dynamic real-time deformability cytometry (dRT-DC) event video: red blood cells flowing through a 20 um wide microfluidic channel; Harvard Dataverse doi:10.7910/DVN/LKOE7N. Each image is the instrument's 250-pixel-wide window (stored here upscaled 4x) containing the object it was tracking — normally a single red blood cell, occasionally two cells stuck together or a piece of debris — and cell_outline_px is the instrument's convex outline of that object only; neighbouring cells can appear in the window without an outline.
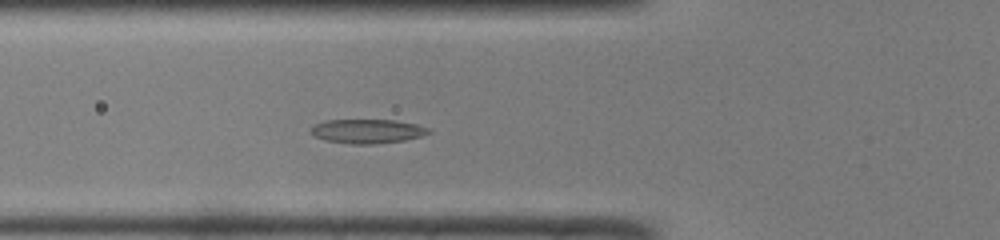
{"species": "common noctule bat (a hibernating species)", "species_latin": "Nyctalus noctula", "temperature_condition": "room temperature", "stored_images_in_passage": 46, "camera_frame_rate_fps": 3000, "um_per_image_px": 0.085, "animal": {"sex": "male", "body_mass_g": 19.0, "forearm_length_mm": 50.8}, "frame": {"image": 1, "passage_image": 13, "time_ms": 4.0, "image_size_px": [1000, 240], "cell_outline_px": [[432, 132], [420, 136], [404, 140], [372, 144], [352, 144], [328, 140], [316, 136], [312, 132], [312, 128], [316, 124], [328, 120], [392, 120], [416, 124], [432, 128]], "centroid_in_image_um": [31.31, 11.15], "position_along_channel_um": 94.5, "area_um2": 16.24}}
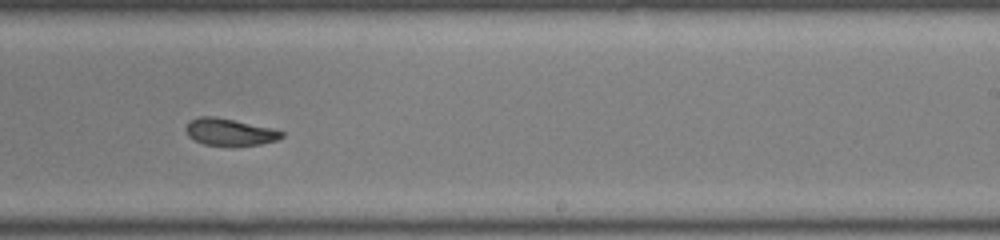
{"frame": {"image": 2, "passage_image": 26, "time_ms": 8.333, "image_size_px": [1000, 240], "cell_outline_px": [[284, 136], [276, 140], [260, 144], [236, 148], [228, 148], [204, 144], [188, 136], [184, 128], [188, 120], [200, 116], [212, 116], [272, 128], [284, 132]], "centroid_in_image_um": [19.49, 11.26], "position_along_channel_um": 269.5, "area_um2": 15.55}}
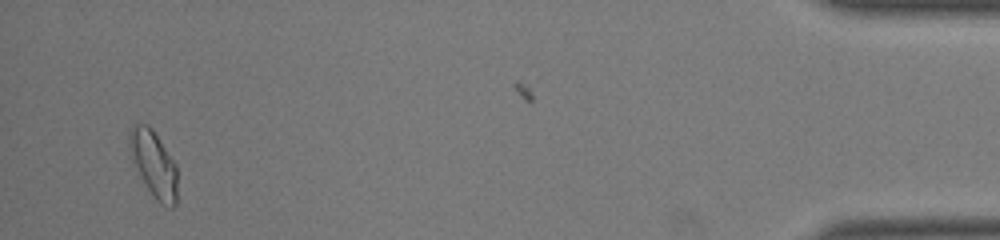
{"frame": {"image": 3, "passage_image": 43, "time_ms": 14.0, "image_size_px": [1000, 240], "cell_outline_px": [[176, 204], [172, 208], [160, 204], [156, 200], [148, 188], [136, 168], [132, 160], [128, 148], [128, 136], [132, 128], [136, 124], [148, 124], [152, 128], [176, 164]], "centroid_in_image_um": [13.06, 13.93], "position_along_channel_um": 422.1, "area_um2": 18.32}, "authors_computed_cell_mechanics": {"area_um2": 16.5019, "velocity_mm_per_s": 4.0394, "shape_relaxation_time_tau1_ms": null, "shape_relaxation_time_tau2_ms": 1.2087, "deformation_change_tau1": null, "deformation_change_tau2": 0.0572}}